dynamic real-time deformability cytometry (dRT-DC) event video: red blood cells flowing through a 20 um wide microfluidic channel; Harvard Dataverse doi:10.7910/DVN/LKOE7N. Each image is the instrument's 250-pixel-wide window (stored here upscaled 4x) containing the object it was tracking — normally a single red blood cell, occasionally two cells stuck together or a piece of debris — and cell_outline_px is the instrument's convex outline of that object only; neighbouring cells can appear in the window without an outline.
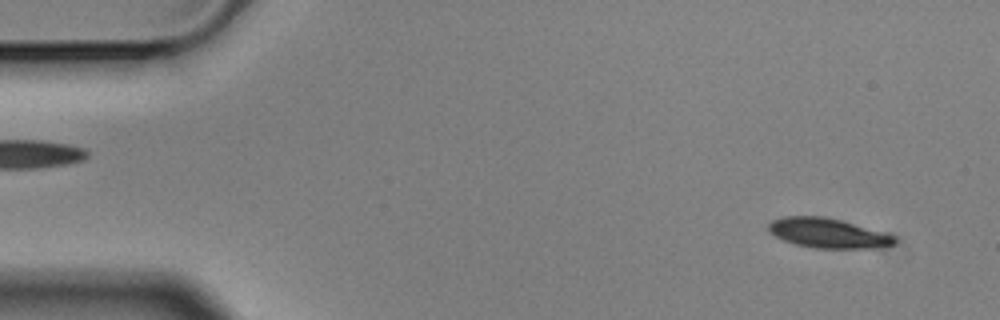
{"species": "Egyptian fruit bat (a non-hibernating species)", "species_latin": "Rousettus aegyptiacus", "temperature_condition": "cold", "stored_images_in_passage": 4, "camera_frame_rate_fps": 3000, "um_per_image_px": 0.085, "animal": {"sex": "male"}, "frame": {"image": 1, "passage_image": 1, "time_ms": 0.0, "image_size_px": [1000, 320], "cell_outline_px": [[896, 244], [872, 248], [816, 248], [796, 244], [784, 240], [768, 232], [768, 224], [772, 220], [784, 216], [824, 216], [888, 232], [896, 236]], "centroid_in_image_um": [70.41, 19.8], "position_along_channel_um": 14.6, "area_um2": 21.96}}